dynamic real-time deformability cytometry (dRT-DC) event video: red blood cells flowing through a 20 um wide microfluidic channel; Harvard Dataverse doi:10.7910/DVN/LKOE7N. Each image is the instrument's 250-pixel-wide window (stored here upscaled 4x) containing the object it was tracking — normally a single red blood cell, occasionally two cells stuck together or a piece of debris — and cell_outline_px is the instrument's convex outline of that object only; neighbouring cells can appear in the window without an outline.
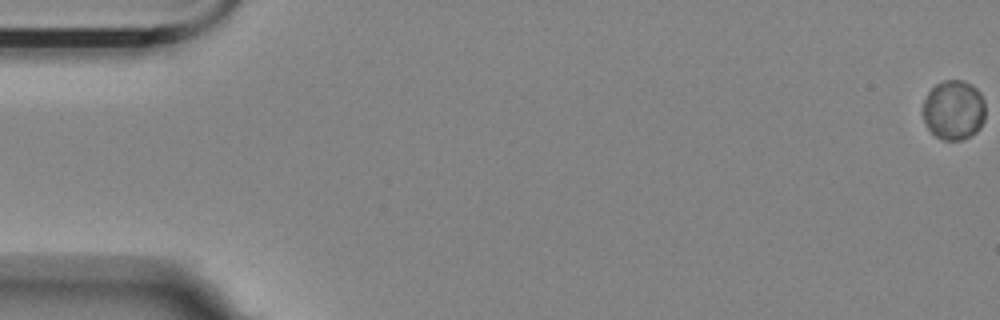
{"species": "Egyptian fruit bat (a non-hibernating species)", "species_latin": "Rousettus aegyptiacus", "temperature_condition": "room temperature", "stored_images_in_passage": 7, "camera_frame_rate_fps": 3000, "um_per_image_px": 0.085, "animal": {"sex": "female"}, "frame": {"image": 1, "passage_image": 1, "time_ms": 0.0, "image_size_px": [1000, 320], "cell_outline_px": [[984, 120], [980, 128], [972, 136], [960, 140], [944, 140], [936, 136], [928, 128], [924, 120], [924, 100], [928, 92], [936, 84], [944, 80], [960, 80], [972, 84], [980, 92], [984, 100]], "centroid_in_image_um": [81.08, 9.35], "position_along_channel_um": 3.9, "area_um2": 21.73}}